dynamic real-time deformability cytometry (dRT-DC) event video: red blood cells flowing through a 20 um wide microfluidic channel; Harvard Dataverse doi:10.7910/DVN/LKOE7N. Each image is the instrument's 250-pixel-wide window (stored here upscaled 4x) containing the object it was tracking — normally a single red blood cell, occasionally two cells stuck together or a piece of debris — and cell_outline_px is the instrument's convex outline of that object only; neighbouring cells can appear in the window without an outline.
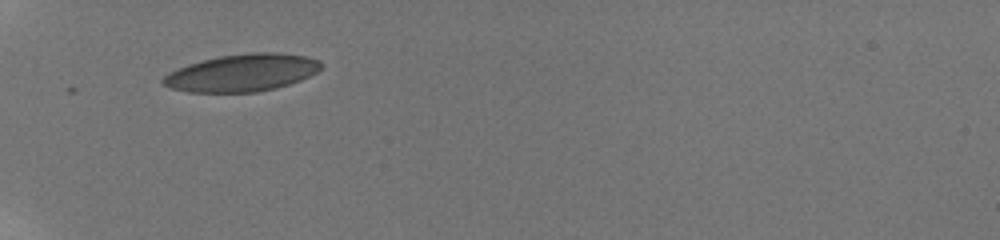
{"species": "human", "species_latin": "Homo sapiens", "temperature_condition": "room temperature", "stored_images_in_passage": 6, "camera_frame_rate_fps": 3000, "um_per_image_px": 0.085, "donor": {"sex": "male"}, "frame": {"image": 1, "passage_image": 1, "time_ms": 0.0, "image_size_px": [1000, 240], "cell_outline_px": [[324, 64], [316, 72], [300, 80], [276, 88], [256, 92], [188, 92], [172, 88], [164, 84], [160, 80], [168, 72], [188, 64], [220, 56], [248, 52], [280, 52], [304, 56], [320, 60]], "centroid_in_image_um": [20.58, 6.18], "position_along_channel_um": 64.4, "area_um2": 34.33}}